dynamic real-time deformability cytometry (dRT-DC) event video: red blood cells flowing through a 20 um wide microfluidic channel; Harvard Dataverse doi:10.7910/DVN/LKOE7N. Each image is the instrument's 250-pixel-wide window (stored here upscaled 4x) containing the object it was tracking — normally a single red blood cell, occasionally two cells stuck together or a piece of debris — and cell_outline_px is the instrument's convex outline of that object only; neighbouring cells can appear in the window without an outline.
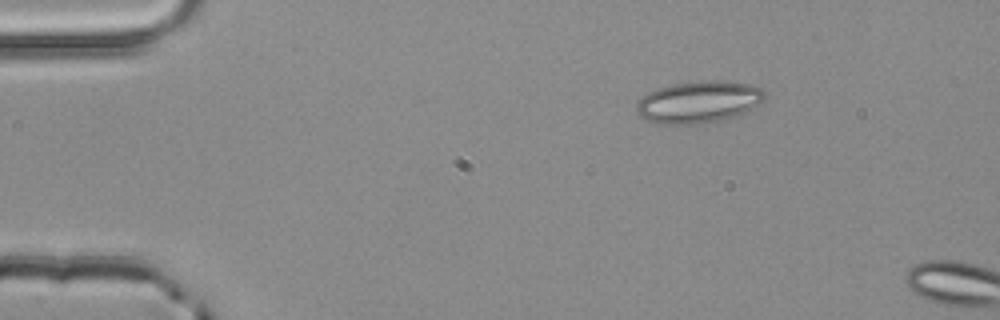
{"species": "common noctule bat (a hibernating species)", "species_latin": "Nyctalus noctula", "temperature_condition": "room temperature", "stored_images_in_passage": 3, "camera_frame_rate_fps": 3000, "um_per_image_px": 0.085, "animal": {"sex": "male", "body_mass_g": 20.4}, "frame": {"image": 1, "passage_image": 2, "time_ms": 0.333, "image_size_px": [1000, 320], "cell_outline_px": [[768, 96], [764, 100], [744, 112], [724, 120], [692, 124], [656, 124], [644, 120], [636, 112], [636, 104], [648, 92], [656, 88], [672, 84], [704, 80], [720, 80], [748, 84], [764, 88]], "centroid_in_image_um": [59.38, 8.66], "position_along_channel_um": 25.6, "area_um2": 31.62}}